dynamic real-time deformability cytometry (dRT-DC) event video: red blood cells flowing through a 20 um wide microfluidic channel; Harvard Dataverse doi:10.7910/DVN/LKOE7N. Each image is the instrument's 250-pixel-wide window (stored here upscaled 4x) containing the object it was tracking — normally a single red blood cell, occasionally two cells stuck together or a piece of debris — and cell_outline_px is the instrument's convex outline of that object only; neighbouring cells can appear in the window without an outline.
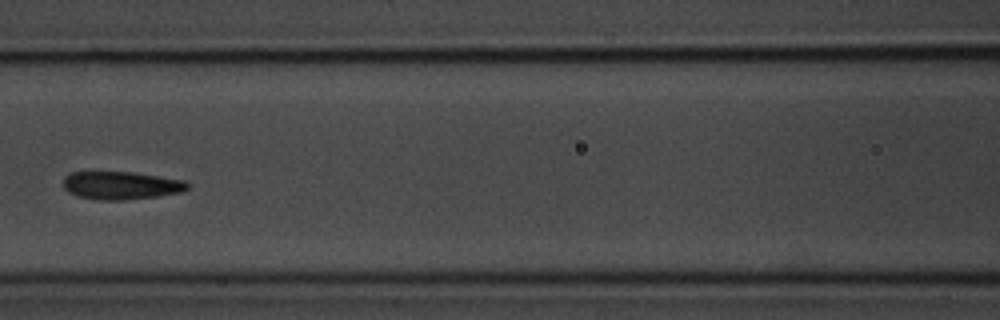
{"species": "common noctule bat (a hibernating species)", "species_latin": "Nyctalus noctula", "temperature_condition": "room temperature", "stored_images_in_passage": 10, "camera_frame_rate_fps": 3000, "um_per_image_px": 0.085, "animal": {"sex": "male", "body_mass_g": 20.1, "forearm_length_mm": 53.5}, "frame": {"image": 1, "passage_image": 6, "time_ms": 6.0, "image_size_px": [1000, 320], "cell_outline_px": [[188, 188], [180, 192], [156, 196], [120, 200], [96, 200], [76, 196], [68, 192], [64, 188], [64, 176], [72, 172], [132, 172], [184, 180], [188, 184]], "centroid_in_image_um": [10.24, 15.76], "position_along_channel_um": 156.4, "area_um2": 20.11}}
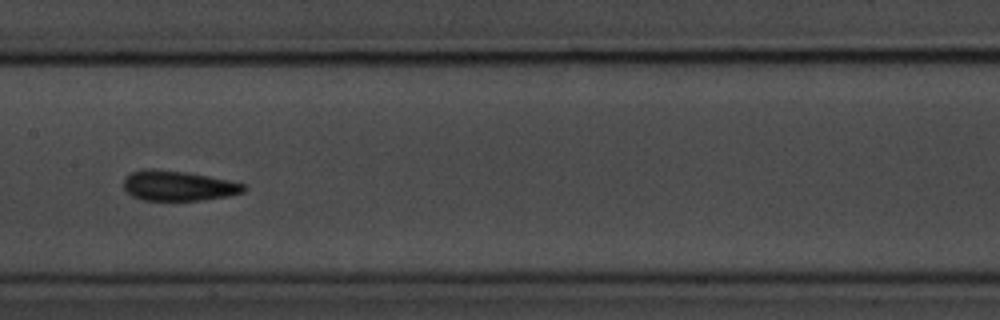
{"frame": {"image": 2, "passage_image": 7, "time_ms": 7.0, "image_size_px": [1000, 320], "cell_outline_px": [[248, 188], [244, 192], [228, 196], [200, 200], [144, 200], [132, 196], [124, 188], [124, 180], [132, 172], [144, 168], [152, 168], [188, 172], [248, 184]], "centroid_in_image_um": [15.19, 15.78], "position_along_channel_um": 192.2, "area_um2": 21.15}}